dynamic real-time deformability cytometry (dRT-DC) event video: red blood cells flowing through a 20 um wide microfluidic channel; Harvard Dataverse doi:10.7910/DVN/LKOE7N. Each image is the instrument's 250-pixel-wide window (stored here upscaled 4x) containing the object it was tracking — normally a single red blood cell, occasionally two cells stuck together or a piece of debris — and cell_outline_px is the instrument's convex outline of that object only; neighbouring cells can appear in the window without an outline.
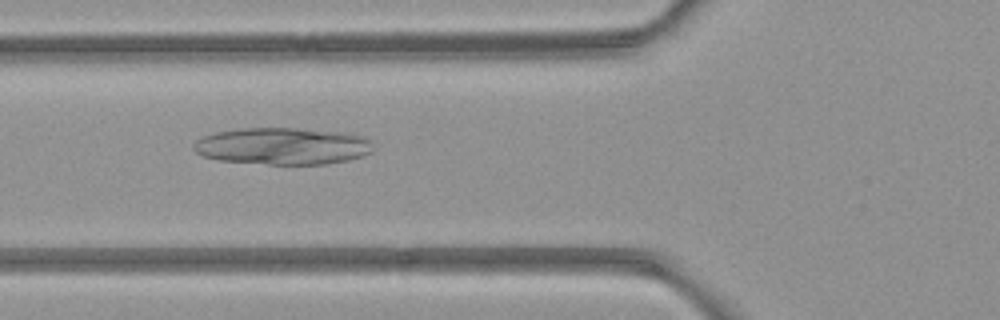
{"species": "common noctule bat (a hibernating species)", "species_latin": "Nyctalus noctula", "temperature_condition": "room temperature", "stored_images_in_passage": 6, "camera_frame_rate_fps": 3000, "um_per_image_px": 0.085, "animal": {"sex": "female", "body_mass_g": 21.9}, "frame": {"image": 1, "passage_image": 4, "time_ms": 3.333, "image_size_px": [1000, 320], "cell_outline_px": [[372, 152], [348, 160], [328, 164], [268, 164], [220, 160], [204, 156], [196, 152], [192, 148], [192, 144], [200, 136], [216, 132], [240, 128], [296, 128], [336, 132], [364, 136], [368, 140]], "centroid_in_image_um": [23.95, 12.42], "position_along_channel_um": 101.9, "area_um2": 38.44}}
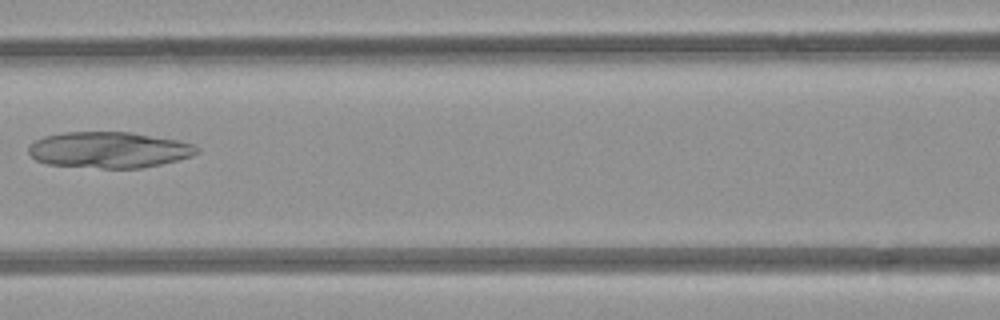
{"frame": {"image": 2, "passage_image": 5, "time_ms": 4.667, "image_size_px": [1000, 320], "cell_outline_px": [[200, 152], [192, 156], [160, 164], [140, 168], [100, 168], [48, 164], [36, 160], [28, 152], [28, 148], [36, 140], [44, 136], [64, 132], [128, 132], [176, 140], [192, 144], [200, 148]], "centroid_in_image_um": [9.26, 12.74], "position_along_channel_um": 157.3, "area_um2": 35.14}}
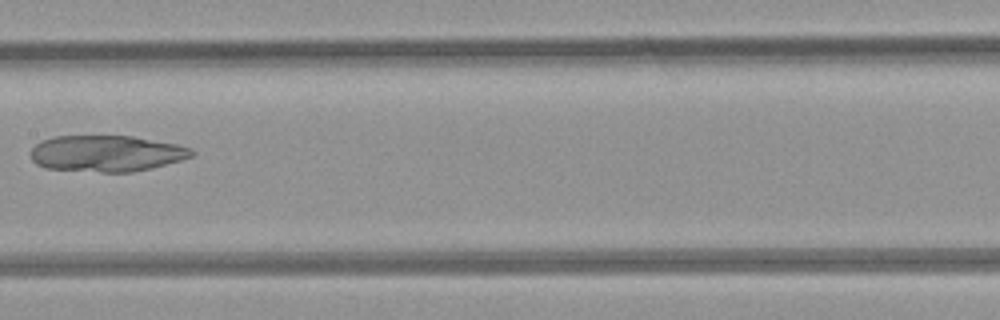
{"frame": {"image": 3, "passage_image": 6, "time_ms": 5.667, "image_size_px": [1000, 320], "cell_outline_px": [[196, 152], [192, 156], [180, 160], [132, 172], [104, 172], [44, 168], [36, 164], [32, 160], [32, 148], [40, 140], [56, 136], [132, 136], [176, 144], [192, 148]], "centroid_in_image_um": [9.03, 13.04], "position_along_channel_um": 198.4, "area_um2": 33.81}}